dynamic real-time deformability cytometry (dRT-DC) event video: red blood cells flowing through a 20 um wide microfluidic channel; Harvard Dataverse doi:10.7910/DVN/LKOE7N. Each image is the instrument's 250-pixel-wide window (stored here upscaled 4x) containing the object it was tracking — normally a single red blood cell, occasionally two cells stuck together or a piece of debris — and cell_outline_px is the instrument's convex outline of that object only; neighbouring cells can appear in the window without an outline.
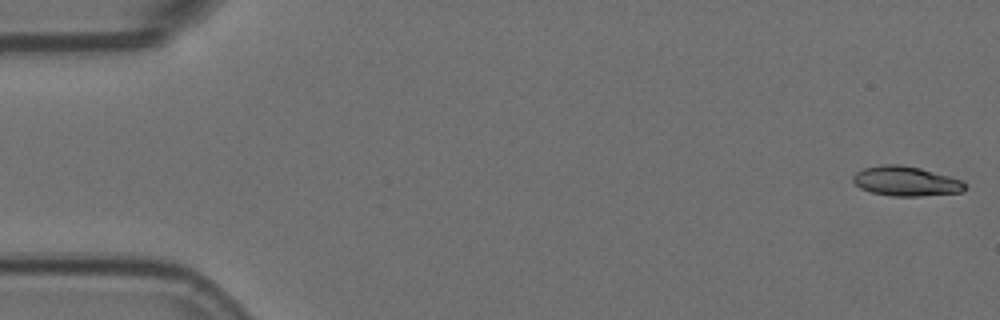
{"species": "Egyptian fruit bat (a non-hibernating species)", "species_latin": "Rousettus aegyptiacus", "temperature_condition": "room temperature", "stored_images_in_passage": 56, "camera_frame_rate_fps": 3000, "um_per_image_px": 0.085, "animal": {"sex": "female"}, "frame": {"image": 1, "passage_image": 1, "time_ms": 0.0, "image_size_px": [1000, 320], "cell_outline_px": [[968, 188], [964, 192], [920, 196], [892, 196], [872, 192], [860, 188], [852, 180], [852, 176], [856, 172], [864, 168], [884, 164], [900, 164], [920, 168], [964, 180], [968, 184]], "centroid_in_image_um": [77.07, 15.4], "position_along_channel_um": 7.9, "area_um2": 19.59}}
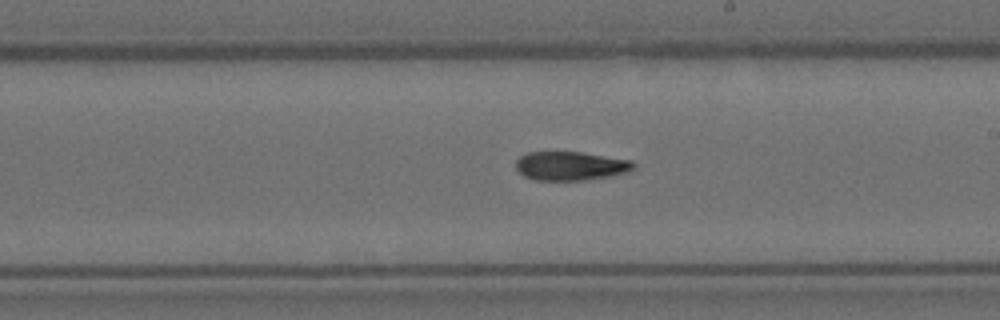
{"frame": {"image": 2, "passage_image": 32, "time_ms": 10.333, "image_size_px": [1000, 320], "cell_outline_px": [[636, 164], [632, 168], [624, 172], [612, 176], [584, 180], [536, 180], [524, 176], [516, 168], [516, 160], [520, 156], [528, 152], [584, 152], [632, 160]], "centroid_in_image_um": [48.49, 14.09], "position_along_channel_um": 240.5, "area_um2": 19.77}}
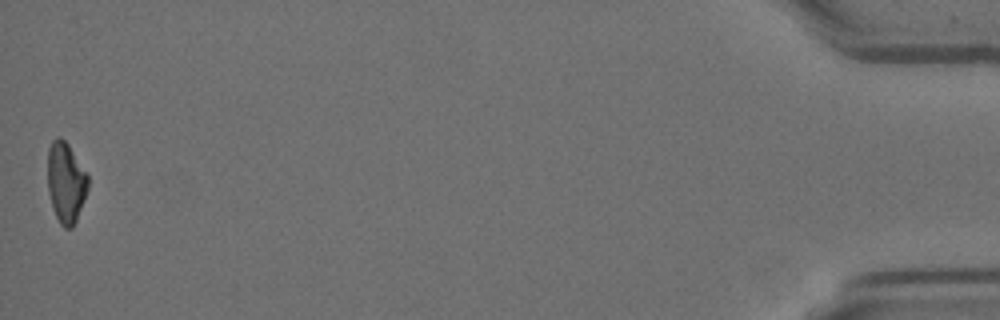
{"frame": {"image": 3, "passage_image": 56, "time_ms": 18.333, "image_size_px": [1000, 320], "cell_outline_px": [[88, 188], [84, 200], [76, 220], [72, 228], [64, 228], [60, 224], [56, 216], [48, 192], [48, 148], [52, 140], [56, 136], [60, 136], [68, 144], [88, 176]], "centroid_in_image_um": [5.59, 15.49], "position_along_channel_um": 429.6, "area_um2": 18.79}, "authors_computed_cell_mechanics": {"area_um2": 19.9988, "velocity_mm_per_s": 3.593, "shape_relaxation_time_tau1_ms": 5.5191, "shape_relaxation_time_tau2_ms": null, "deformation_change_tau1": 0.1796, "deformation_change_tau2": null}}